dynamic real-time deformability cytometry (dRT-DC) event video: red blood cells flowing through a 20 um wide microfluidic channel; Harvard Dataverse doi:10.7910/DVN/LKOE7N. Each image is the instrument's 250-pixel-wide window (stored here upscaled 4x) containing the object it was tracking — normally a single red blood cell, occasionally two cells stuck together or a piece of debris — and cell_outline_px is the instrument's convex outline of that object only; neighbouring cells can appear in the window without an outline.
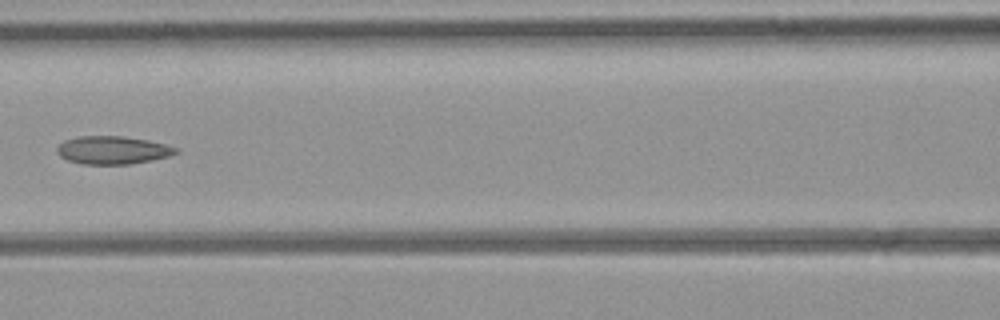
{"species": "common noctule bat (a hibernating species)", "species_latin": "Nyctalus noctula", "temperature_condition": "room temperature", "stored_images_in_passage": 7, "camera_frame_rate_fps": 3000, "um_per_image_px": 0.085, "animal": {"sex": "female", "body_mass_g": 21.9}, "frame": {"image": 1, "passage_image": 6, "time_ms": 6.0, "image_size_px": [1000, 320], "cell_outline_px": [[180, 152], [168, 156], [152, 160], [128, 164], [80, 164], [68, 160], [60, 156], [56, 152], [56, 148], [64, 140], [80, 136], [124, 136], [148, 140], [180, 148]], "centroid_in_image_um": [9.58, 12.76], "position_along_channel_um": 157.0, "area_um2": 19.48}}
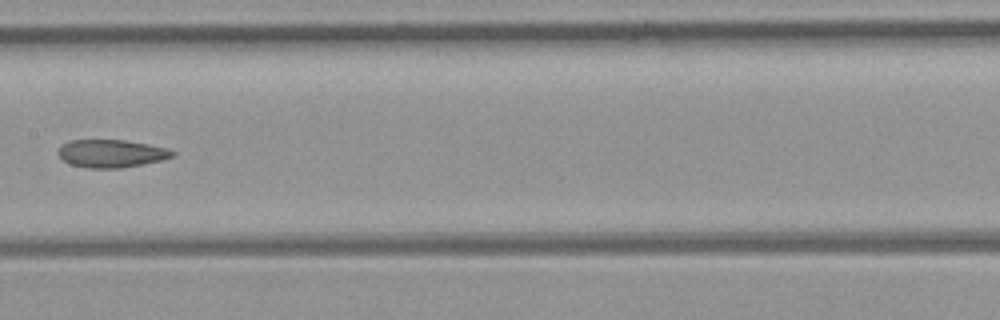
{"frame": {"image": 2, "passage_image": 7, "time_ms": 7.0, "image_size_px": [1000, 320], "cell_outline_px": [[176, 156], [144, 164], [120, 168], [88, 168], [68, 164], [56, 152], [60, 144], [68, 140], [124, 140], [168, 148], [176, 152]], "centroid_in_image_um": [9.43, 13.04], "position_along_channel_um": 198.0, "area_um2": 18.73}}